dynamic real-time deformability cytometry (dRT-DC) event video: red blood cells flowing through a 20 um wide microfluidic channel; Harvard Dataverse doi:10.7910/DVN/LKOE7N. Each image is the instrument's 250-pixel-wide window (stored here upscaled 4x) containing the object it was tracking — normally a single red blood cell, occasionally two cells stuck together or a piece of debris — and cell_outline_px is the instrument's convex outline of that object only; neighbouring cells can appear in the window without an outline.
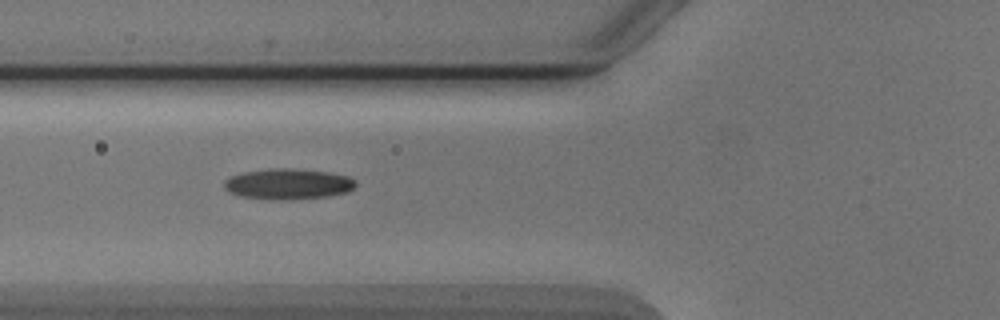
{"species": "Egyptian fruit bat (a non-hibernating species)", "species_latin": "Rousettus aegyptiacus", "temperature_condition": "cold", "stored_images_in_passage": 6, "camera_frame_rate_fps": 3000, "um_per_image_px": 0.085, "animal": {"sex": "male"}, "frame": {"image": 1, "passage_image": 4, "time_ms": 3.333, "image_size_px": [1000, 320], "cell_outline_px": [[356, 184], [348, 192], [328, 196], [288, 200], [268, 200], [240, 196], [228, 192], [224, 188], [224, 180], [232, 176], [244, 172], [268, 168], [292, 168], [328, 172], [348, 176], [356, 180]], "centroid_in_image_um": [24.47, 15.64], "position_along_channel_um": 101.3, "area_um2": 23.76}}
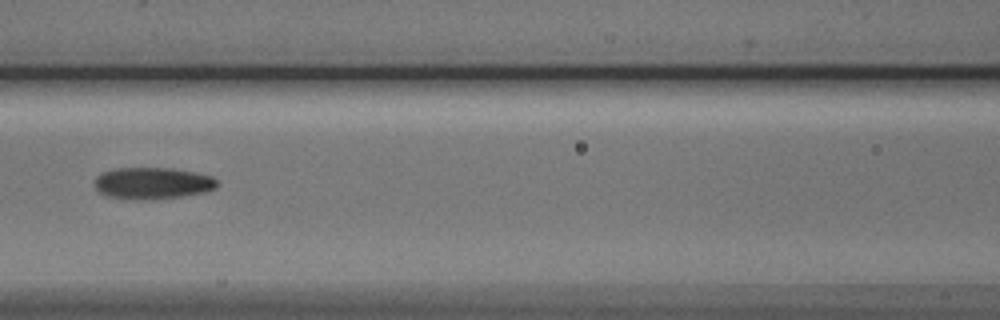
{"frame": {"image": 2, "passage_image": 5, "time_ms": 4.667, "image_size_px": [1000, 320], "cell_outline_px": [[220, 184], [216, 188], [204, 192], [180, 196], [140, 200], [132, 200], [108, 196], [100, 192], [96, 188], [96, 176], [104, 172], [116, 168], [172, 168], [196, 172], [212, 176]], "centroid_in_image_um": [13.0, 15.57], "position_along_channel_um": 153.6, "area_um2": 22.54}}
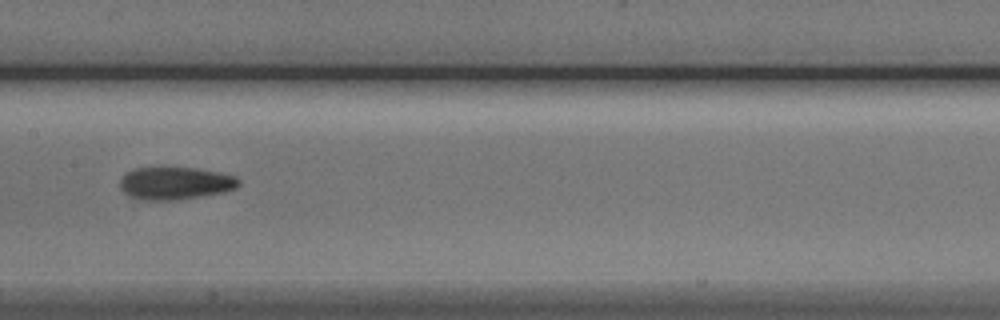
{"frame": {"image": 3, "passage_image": 6, "time_ms": 5.667, "image_size_px": [1000, 320], "cell_outline_px": [[240, 184], [236, 188], [224, 192], [176, 200], [140, 200], [124, 192], [120, 188], [120, 180], [128, 172], [136, 168], [196, 168], [220, 172], [236, 176], [240, 180]], "centroid_in_image_um": [14.94, 15.58], "position_along_channel_um": 192.5, "area_um2": 22.43}}